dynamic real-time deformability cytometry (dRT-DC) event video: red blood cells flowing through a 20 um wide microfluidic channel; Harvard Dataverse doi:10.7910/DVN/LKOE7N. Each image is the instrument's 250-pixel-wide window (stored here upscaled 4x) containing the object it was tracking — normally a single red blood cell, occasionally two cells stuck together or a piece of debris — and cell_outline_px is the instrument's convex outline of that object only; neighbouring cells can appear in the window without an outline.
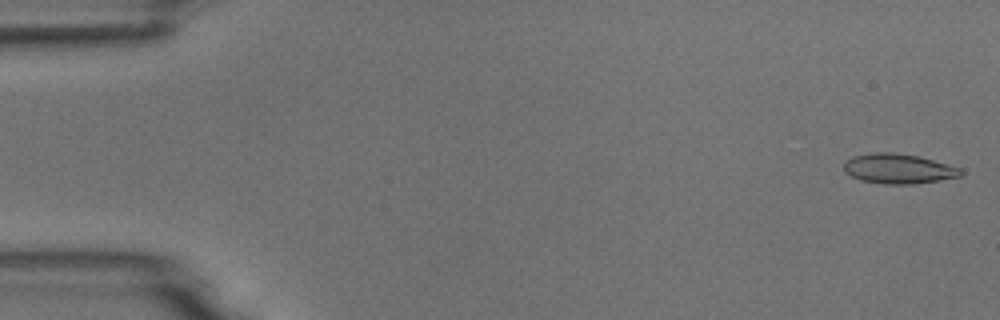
{"species": "common noctule bat (a hibernating species)", "species_latin": "Nyctalus noctula", "temperature_condition": "room temperature", "stored_images_in_passage": 54, "camera_frame_rate_fps": 3000, "um_per_image_px": 0.085, "animal": {"sex": "male", "body_mass_g": 18.8}, "frame": {"image": 1, "passage_image": 1, "time_ms": 0.0, "image_size_px": [1000, 320], "cell_outline_px": [[964, 172], [960, 176], [912, 184], [884, 184], [860, 180], [844, 172], [844, 160], [852, 156], [872, 152], [892, 152], [920, 156], [960, 168]], "centroid_in_image_um": [76.31, 14.33], "position_along_channel_um": 8.7, "area_um2": 20.35}}
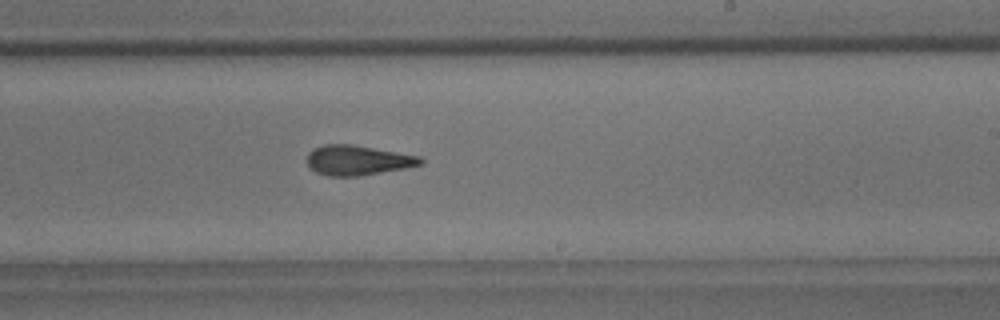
{"frame": {"image": 2, "passage_image": 32, "time_ms": 10.333, "image_size_px": [1000, 320], "cell_outline_px": [[424, 164], [404, 168], [356, 176], [328, 176], [316, 172], [308, 168], [308, 152], [312, 148], [324, 144], [352, 144], [420, 156], [424, 160]], "centroid_in_image_um": [30.38, 13.61], "position_along_channel_um": 258.6, "area_um2": 19.77}}
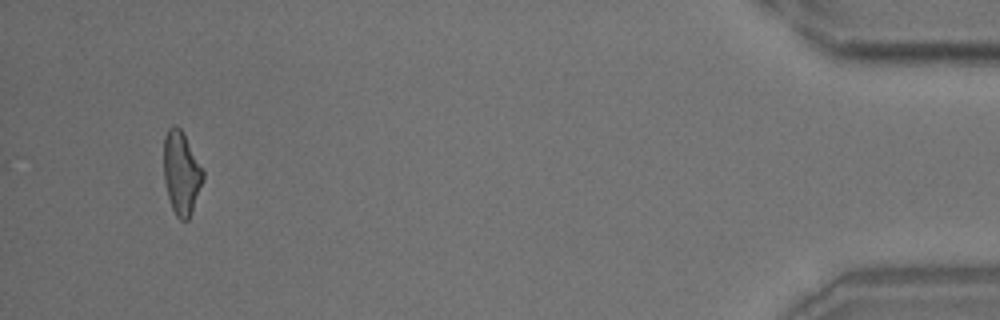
{"frame": {"image": 3, "passage_image": 51, "time_ms": 16.667, "image_size_px": [1000, 320], "cell_outline_px": [[204, 180], [188, 220], [180, 220], [176, 216], [172, 208], [168, 196], [164, 180], [164, 136], [168, 128], [172, 124], [176, 124], [180, 128], [204, 172]], "centroid_in_image_um": [15.4, 14.7], "position_along_channel_um": 419.8, "area_um2": 18.84}, "authors_computed_cell_mechanics": {"area_um2": 19.9121, "velocity_mm_per_s": 3.7334, "shape_relaxation_time_tau1_ms": 6.0565, "shape_relaxation_time_tau2_ms": 2.2118, "deformation_change_tau1": 0.1743, "deformation_change_tau2": 0.1148}}